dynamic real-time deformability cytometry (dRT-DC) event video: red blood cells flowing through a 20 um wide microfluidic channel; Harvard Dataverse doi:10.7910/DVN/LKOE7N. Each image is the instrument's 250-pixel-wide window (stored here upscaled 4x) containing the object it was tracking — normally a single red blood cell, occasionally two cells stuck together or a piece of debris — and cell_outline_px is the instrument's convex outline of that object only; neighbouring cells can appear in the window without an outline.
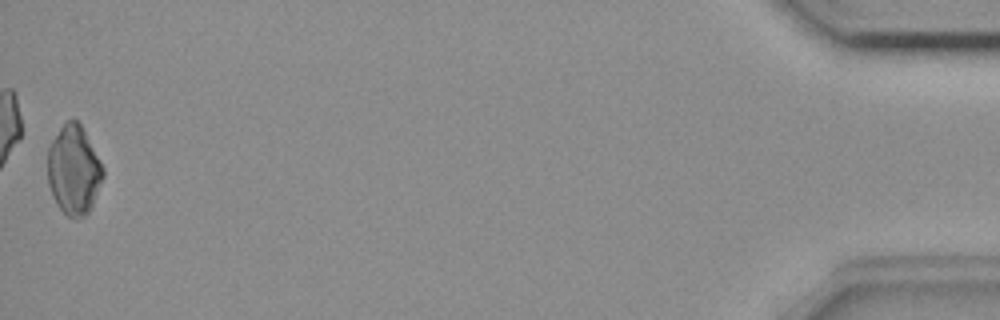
{"species": "common noctule bat (a hibernating species)", "species_latin": "Nyctalus noctula", "temperature_condition": "room temperature", "stored_images_in_passage": 39, "camera_frame_rate_fps": 3000, "um_per_image_px": 0.085, "animal": {"sex": "female", "body_mass_g": 18.4}, "frame": {"image": 1, "passage_image": 39, "time_ms": 12.667, "image_size_px": [1000, 320], "cell_outline_px": [[104, 176], [92, 204], [88, 212], [84, 216], [76, 220], [68, 216], [56, 204], [52, 196], [48, 184], [48, 148], [52, 140], [60, 128], [68, 120], [76, 120], [80, 124], [100, 160], [104, 168]], "centroid_in_image_um": [6.26, 14.48], "position_along_channel_um": 428.9, "area_um2": 28.55}}